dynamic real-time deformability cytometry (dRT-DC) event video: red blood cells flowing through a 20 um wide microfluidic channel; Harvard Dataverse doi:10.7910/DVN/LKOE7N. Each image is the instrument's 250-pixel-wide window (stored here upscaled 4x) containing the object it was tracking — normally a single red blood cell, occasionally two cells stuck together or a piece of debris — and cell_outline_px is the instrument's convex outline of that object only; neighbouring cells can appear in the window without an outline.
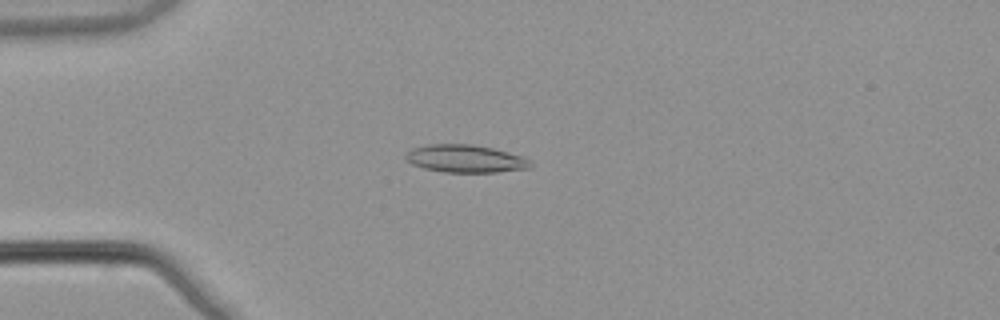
{"species": "common noctule bat (a hibernating species)", "species_latin": "Nyctalus noctula", "temperature_condition": "warm", "stored_images_in_passage": 54, "camera_frame_rate_fps": 3000, "um_per_image_px": 0.085, "animal": {"sex": "male", "body_mass_g": 21.5, "forearm_length_mm": 52.0}, "frame": {"image": 1, "passage_image": 15, "time_ms": 4.667, "image_size_px": [1000, 320], "cell_outline_px": [[532, 168], [496, 172], [444, 172], [424, 168], [412, 164], [404, 156], [412, 148], [428, 144], [472, 144], [492, 148], [524, 156], [532, 164]], "centroid_in_image_um": [39.58, 13.49], "position_along_channel_um": 45.4, "area_um2": 20.11}}
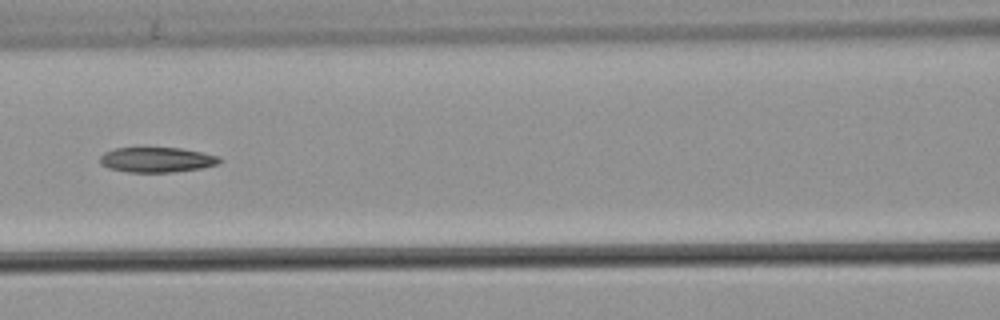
{"frame": {"image": 2, "passage_image": 25, "time_ms": 8.0, "image_size_px": [1000, 320], "cell_outline_px": [[224, 160], [220, 164], [200, 168], [172, 172], [128, 172], [108, 168], [100, 164], [100, 156], [104, 152], [116, 148], [180, 148], [220, 156]], "centroid_in_image_um": [13.35, 13.58], "position_along_channel_um": 153.3, "area_um2": 17.51}}
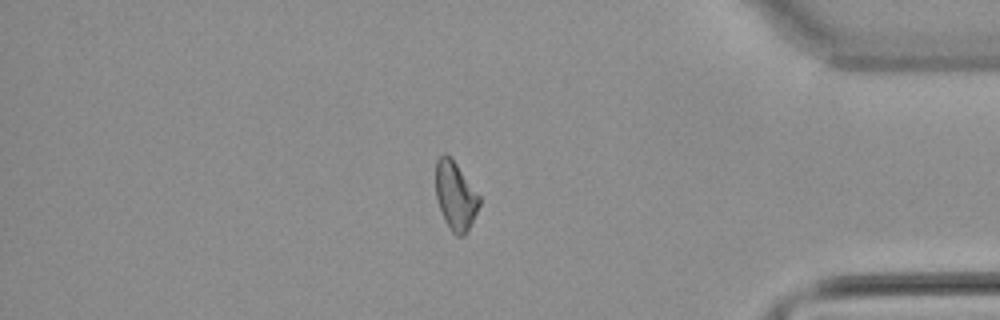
{"frame": {"image": 3, "passage_image": 46, "time_ms": 15.0, "image_size_px": [1000, 320], "cell_outline_px": [[480, 204], [468, 232], [464, 236], [456, 236], [452, 232], [440, 208], [436, 196], [436, 160], [444, 152], [456, 164], [480, 196]], "centroid_in_image_um": [38.72, 16.66], "position_along_channel_um": 396.5, "area_um2": 17.05}}